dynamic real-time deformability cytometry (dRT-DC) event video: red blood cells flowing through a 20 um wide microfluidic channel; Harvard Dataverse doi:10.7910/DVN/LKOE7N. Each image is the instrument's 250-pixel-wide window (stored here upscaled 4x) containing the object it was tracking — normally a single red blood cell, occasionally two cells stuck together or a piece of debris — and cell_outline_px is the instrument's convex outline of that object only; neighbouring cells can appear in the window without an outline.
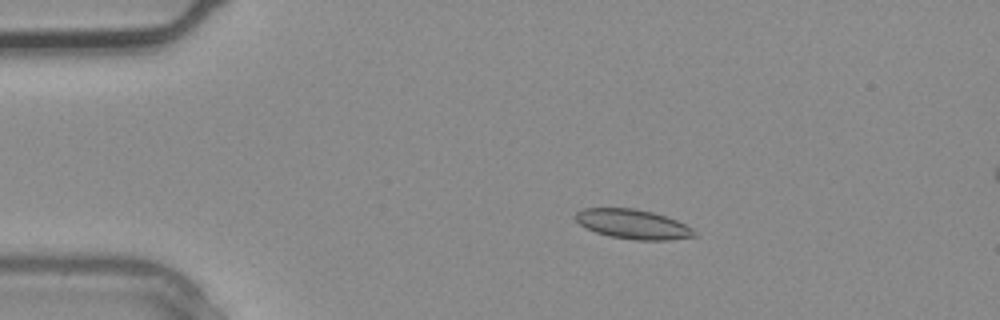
{"species": "common noctule bat (a hibernating species)", "species_latin": "Nyctalus noctula", "temperature_condition": "warm", "stored_images_in_passage": 4, "segment_of_instrument_passage": [1, 2], "camera_frame_rate_fps": 3000, "um_per_image_px": 0.085, "animal": {"sex": "male", "body_mass_g": 20.4}, "frame": {"image": 1, "passage_image": 2, "time_ms": 0.333, "image_size_px": [1000, 320], "cell_outline_px": [[696, 236], [668, 240], [636, 240], [612, 236], [596, 232], [580, 224], [576, 220], [576, 212], [584, 208], [636, 208], [652, 212], [676, 220], [692, 228], [696, 232]], "centroid_in_image_um": [53.81, 19.05], "position_along_channel_um": 31.2, "area_um2": 20.17}}